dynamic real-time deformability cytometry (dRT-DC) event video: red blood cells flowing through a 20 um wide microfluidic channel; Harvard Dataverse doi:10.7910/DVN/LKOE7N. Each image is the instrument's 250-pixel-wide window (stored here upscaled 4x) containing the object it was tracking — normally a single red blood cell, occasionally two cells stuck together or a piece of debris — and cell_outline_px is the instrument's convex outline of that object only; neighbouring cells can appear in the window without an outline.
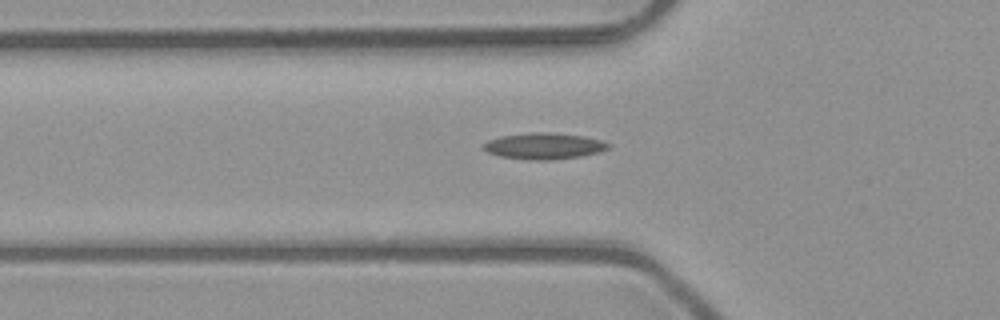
{"species": "common noctule bat (a hibernating species)", "species_latin": "Nyctalus noctula", "temperature_condition": "room temperature", "stored_images_in_passage": 47, "camera_frame_rate_fps": 3000, "um_per_image_px": 0.085, "animal": {"sex": "male", "body_mass_g": 23.1, "forearm_length_mm": 52.7}, "frame": {"image": 1, "passage_image": 17, "time_ms": 5.333, "image_size_px": [1000, 320], "cell_outline_px": [[612, 144], [608, 148], [600, 152], [580, 156], [552, 160], [528, 160], [500, 156], [488, 152], [484, 148], [484, 144], [488, 140], [500, 136], [532, 132], [548, 132], [584, 136], [600, 140]], "centroid_in_image_um": [46.26, 12.41], "position_along_channel_um": 79.5, "area_um2": 19.07}}
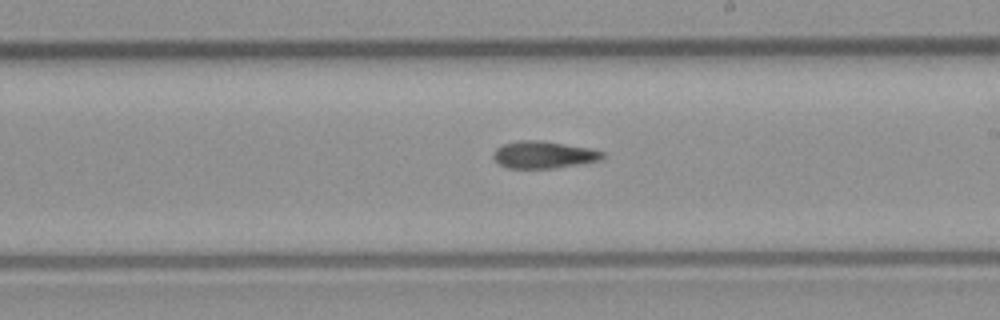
{"frame": {"image": 2, "passage_image": 29, "time_ms": 9.333, "image_size_px": [1000, 320], "cell_outline_px": [[604, 156], [600, 160], [584, 164], [556, 168], [508, 168], [500, 164], [492, 156], [496, 148], [504, 144], [520, 140], [536, 140], [564, 144], [588, 148], [604, 152]], "centroid_in_image_um": [46.22, 13.16], "position_along_channel_um": 242.8, "area_um2": 17.17}}
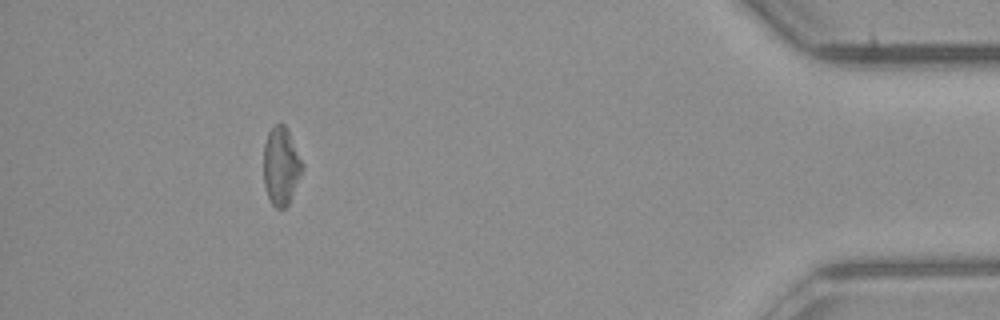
{"frame": {"image": 3, "passage_image": 46, "time_ms": 15.0, "image_size_px": [1000, 320], "cell_outline_px": [[304, 168], [288, 204], [284, 208], [276, 208], [272, 204], [268, 196], [264, 184], [264, 144], [268, 132], [276, 124], [284, 124], [304, 164]], "centroid_in_image_um": [23.89, 14.12], "position_along_channel_um": 411.3, "area_um2": 17.34}}